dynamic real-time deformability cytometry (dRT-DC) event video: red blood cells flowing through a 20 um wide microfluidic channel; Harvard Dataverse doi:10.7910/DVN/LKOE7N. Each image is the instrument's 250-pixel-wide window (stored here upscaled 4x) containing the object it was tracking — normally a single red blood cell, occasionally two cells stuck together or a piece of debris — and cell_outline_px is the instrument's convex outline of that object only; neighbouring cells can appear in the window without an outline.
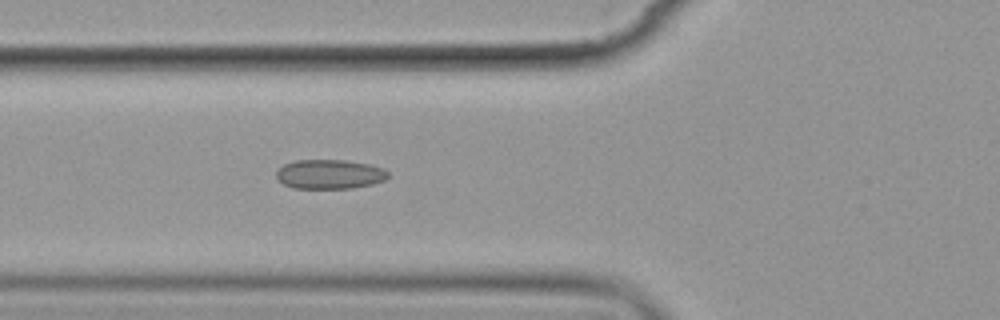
{"species": "common noctule bat (a hibernating species)", "species_latin": "Nyctalus noctula", "temperature_condition": "cold", "stored_images_in_passage": 6, "camera_frame_rate_fps": 3000, "um_per_image_px": 0.085, "animal": {"sex": "female", "body_mass_g": 19.9}, "frame": {"image": 1, "passage_image": 6, "time_ms": 6.667, "image_size_px": [1000, 320], "cell_outline_px": [[388, 176], [384, 180], [372, 184], [352, 188], [292, 188], [276, 180], [276, 172], [284, 164], [296, 160], [344, 160], [368, 164], [380, 168], [388, 172]], "centroid_in_image_um": [27.97, 14.81], "position_along_channel_um": 97.8, "area_um2": 19.02}}